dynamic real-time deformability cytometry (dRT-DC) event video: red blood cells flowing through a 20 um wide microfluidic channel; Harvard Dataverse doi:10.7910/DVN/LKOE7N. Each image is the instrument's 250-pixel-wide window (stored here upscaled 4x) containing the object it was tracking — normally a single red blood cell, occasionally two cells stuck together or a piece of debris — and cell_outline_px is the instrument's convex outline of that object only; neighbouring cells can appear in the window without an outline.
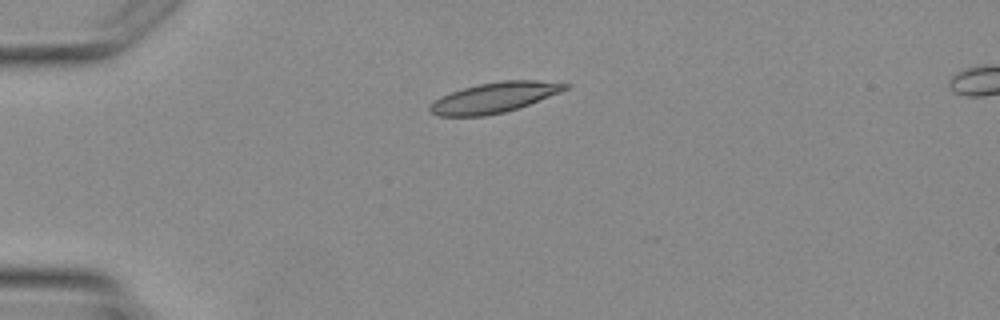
{"species": "Egyptian fruit bat (a non-hibernating species)", "species_latin": "Rousettus aegyptiacus", "temperature_condition": "warm", "stored_images_in_passage": 2, "camera_frame_rate_fps": 3000, "um_per_image_px": 0.085, "animal": {"sex": "female"}, "frame": {"image": 1, "passage_image": 1, "time_ms": 0.0, "image_size_px": [1000, 320], "cell_outline_px": [[572, 84], [568, 88], [560, 92], [520, 108], [504, 112], [484, 116], [436, 116], [428, 108], [440, 96], [464, 88], [480, 84], [500, 80], [536, 80]], "centroid_in_image_um": [42.04, 8.29], "position_along_channel_um": 43.0, "area_um2": 23.76}}